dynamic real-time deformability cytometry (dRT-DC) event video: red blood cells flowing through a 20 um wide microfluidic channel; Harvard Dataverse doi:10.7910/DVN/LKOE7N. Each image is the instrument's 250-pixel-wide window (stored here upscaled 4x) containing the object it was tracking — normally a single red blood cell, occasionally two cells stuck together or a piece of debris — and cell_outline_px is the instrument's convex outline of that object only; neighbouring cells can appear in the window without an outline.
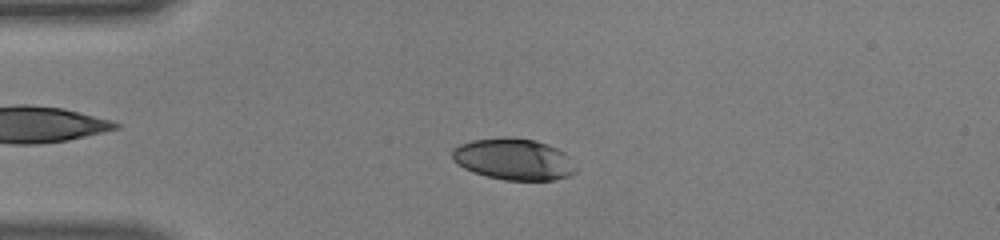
{"species": "human", "species_latin": "Homo sapiens", "temperature_condition": "warm", "stored_images_in_passage": 49, "camera_frame_rate_fps": 3000, "um_per_image_px": 0.085, "donor": {"sex": "male"}, "frame": {"image": 1, "passage_image": 12, "time_ms": 3.667, "image_size_px": [1000, 240], "cell_outline_px": [[576, 172], [568, 176], [552, 180], [504, 180], [472, 172], [464, 168], [452, 160], [452, 148], [460, 144], [472, 140], [504, 136], [508, 136], [536, 140], [556, 148], [564, 152], [568, 156], [576, 168]], "centroid_in_image_um": [43.63, 13.52], "position_along_channel_um": 41.4, "area_um2": 30.0}}
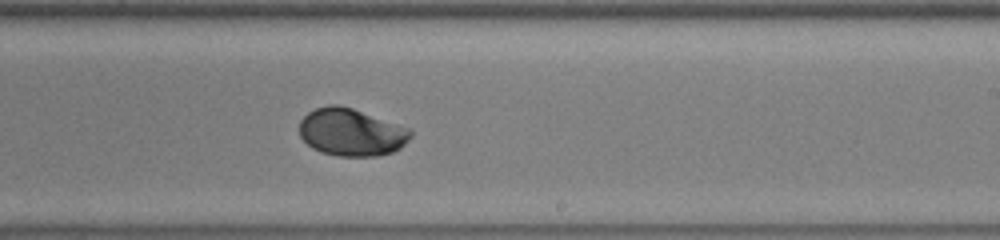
{"frame": {"image": 2, "passage_image": 30, "time_ms": 9.667, "image_size_px": [1000, 240], "cell_outline_px": [[412, 136], [400, 148], [392, 152], [376, 156], [336, 156], [320, 152], [312, 148], [300, 136], [300, 120], [308, 112], [316, 108], [328, 104], [340, 104], [412, 128]], "centroid_in_image_um": [29.87, 11.23], "position_along_channel_um": 259.1, "area_um2": 31.04}}
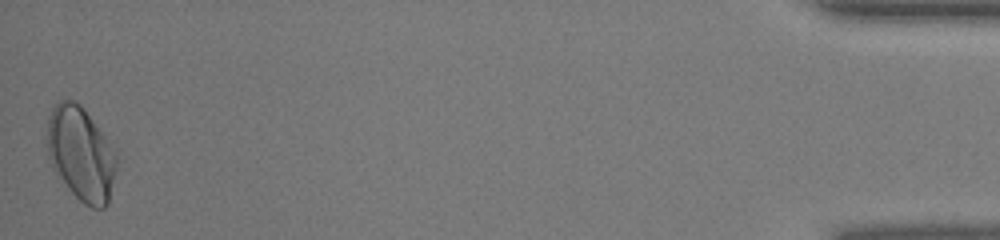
{"frame": {"image": 3, "passage_image": 49, "time_ms": 16.0, "image_size_px": [1000, 240], "cell_outline_px": [[120, 152], [108, 204], [104, 208], [92, 208], [84, 204], [72, 192], [52, 164], [48, 156], [48, 116], [52, 108], [60, 100], [72, 100], [80, 104]], "centroid_in_image_um": [6.95, 13.05], "position_along_channel_um": 428.2, "area_um2": 38.03}, "authors_computed_cell_mechanics": {"area_um2": 30.8074, "velocity_mm_per_s": 4.1479, "shape_relaxation_time_tau1_ms": 3.1361, "shape_relaxation_time_tau2_ms": null, "deformation_change_tau1": 0.1718, "deformation_change_tau2": null}}